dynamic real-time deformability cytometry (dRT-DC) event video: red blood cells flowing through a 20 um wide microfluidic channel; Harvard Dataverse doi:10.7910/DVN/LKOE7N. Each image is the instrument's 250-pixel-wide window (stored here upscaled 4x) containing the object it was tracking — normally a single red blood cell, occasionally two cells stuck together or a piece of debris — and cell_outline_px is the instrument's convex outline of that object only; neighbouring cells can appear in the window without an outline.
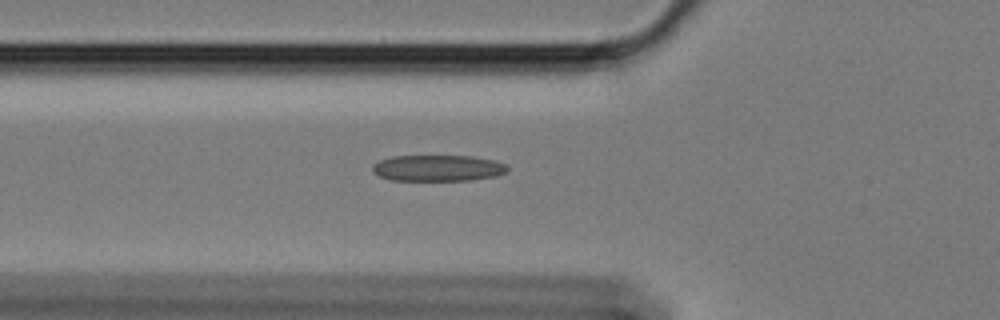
{"species": "Egyptian fruit bat (a non-hibernating species)", "species_latin": "Rousettus aegyptiacus", "temperature_condition": "cold", "stored_images_in_passage": 11, "camera_frame_rate_fps": 3000, "um_per_image_px": 0.085, "animal": {"sex": "female"}, "frame": {"image": 1, "passage_image": 9, "time_ms": 2.667, "image_size_px": [1000, 320], "cell_outline_px": [[508, 172], [496, 176], [472, 180], [392, 180], [380, 176], [372, 172], [372, 164], [380, 160], [392, 156], [472, 156], [496, 160], [508, 164]], "centroid_in_image_um": [37.26, 14.28], "position_along_channel_um": 88.5, "area_um2": 20.81}}